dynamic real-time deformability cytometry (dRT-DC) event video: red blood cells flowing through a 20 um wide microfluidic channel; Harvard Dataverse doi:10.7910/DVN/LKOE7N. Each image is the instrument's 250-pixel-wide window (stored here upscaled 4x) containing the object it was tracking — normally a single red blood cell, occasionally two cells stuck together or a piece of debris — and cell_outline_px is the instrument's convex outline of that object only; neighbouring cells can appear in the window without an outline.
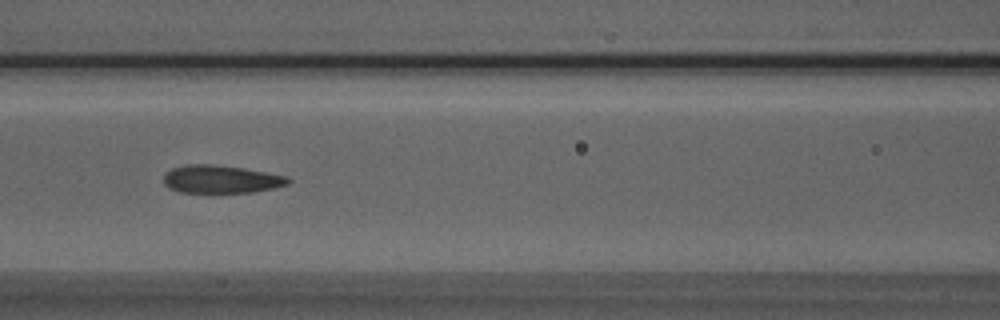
{"species": "Egyptian fruit bat (a non-hibernating species)", "species_latin": "Rousettus aegyptiacus", "temperature_condition": "room temperature", "stored_images_in_passage": 43, "camera_frame_rate_fps": 3000, "um_per_image_px": 0.085, "animal": {"sex": "male"}, "frame": {"image": 1, "passage_image": 21, "time_ms": 6.667, "image_size_px": [1000, 320], "cell_outline_px": [[292, 180], [288, 184], [272, 188], [252, 192], [180, 192], [168, 188], [164, 184], [164, 172], [172, 168], [188, 164], [216, 164], [244, 168], [288, 176]], "centroid_in_image_um": [18.77, 15.22], "position_along_channel_um": 147.8, "area_um2": 20.35}}
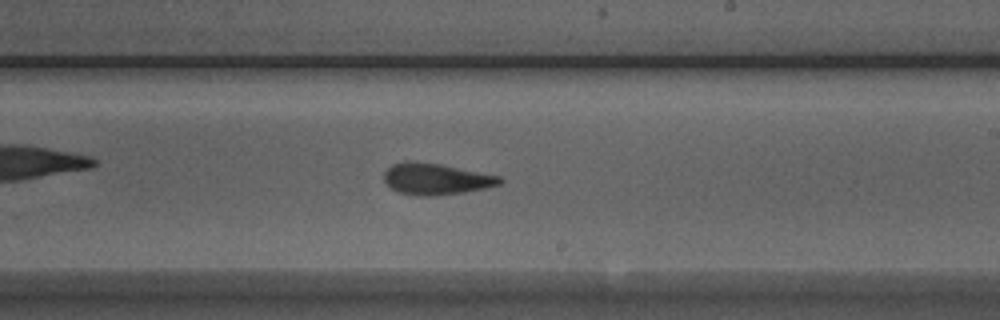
{"frame": {"image": 2, "passage_image": 29, "time_ms": 9.333, "image_size_px": [1000, 320], "cell_outline_px": [[504, 180], [500, 184], [484, 188], [464, 192], [432, 196], [420, 196], [396, 192], [384, 184], [384, 172], [392, 164], [404, 160], [416, 160], [440, 164], [500, 176]], "centroid_in_image_um": [36.99, 15.2], "position_along_channel_um": 252.0, "area_um2": 21.44}}
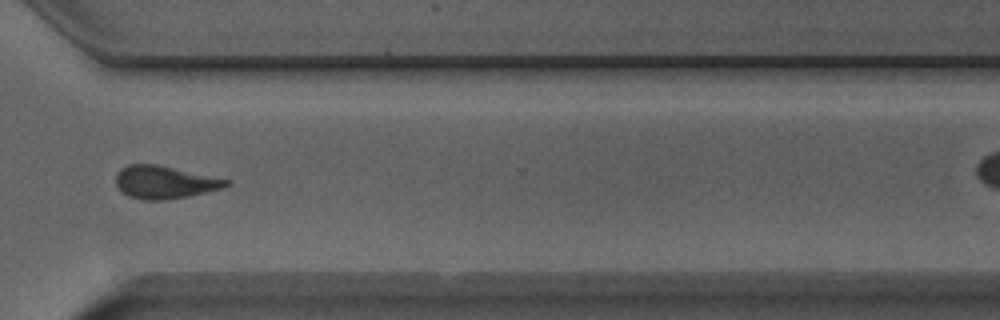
{"frame": {"image": 3, "passage_image": 37, "time_ms": 12.0, "image_size_px": [1000, 320], "cell_outline_px": [[232, 184], [220, 188], [188, 196], [168, 200], [144, 200], [128, 196], [120, 192], [116, 184], [116, 172], [120, 168], [128, 164], [156, 164], [232, 180]], "centroid_in_image_um": [13.96, 15.48], "position_along_channel_um": 356.6, "area_um2": 21.21}, "authors_computed_cell_mechanics": {"area_um2": 21.4438, "velocity_mm_per_s": 3.9137, "shape_relaxation_time_tau1_ms": null, "shape_relaxation_time_tau2_ms": 4.1561, "deformation_change_tau1": null, "deformation_change_tau2": 0.1049}}